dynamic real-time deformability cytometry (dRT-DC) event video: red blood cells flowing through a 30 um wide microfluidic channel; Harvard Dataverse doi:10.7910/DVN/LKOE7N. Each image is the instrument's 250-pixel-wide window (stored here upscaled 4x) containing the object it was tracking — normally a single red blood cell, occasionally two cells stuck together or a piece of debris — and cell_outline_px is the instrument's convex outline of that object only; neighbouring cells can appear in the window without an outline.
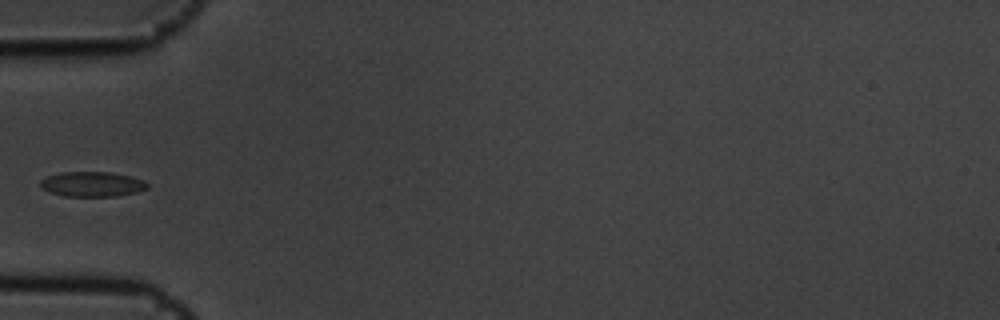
{"species": "common noctule bat (a hibernating species)", "species_latin": "Nyctalus noctula", "temperature_condition": "cold", "stored_images_in_passage": 38, "camera_frame_rate_fps": 3000, "um_per_image_px": 0.085, "animal": {"sex": "male", "body_mass_g": 19.5, "forearm_length_mm": 54.6}, "frame": {"image": 1, "passage_image": 1, "time_ms": 0.0, "image_size_px": [1000, 320], "cell_outline_px": [[148, 188], [136, 192], [116, 196], [64, 196], [48, 192], [40, 184], [40, 180], [48, 176], [60, 172], [112, 172], [132, 176], [144, 180], [148, 184]], "centroid_in_image_um": [7.85, 15.65], "position_along_channel_um": 77.1, "area_um2": 15.61}}
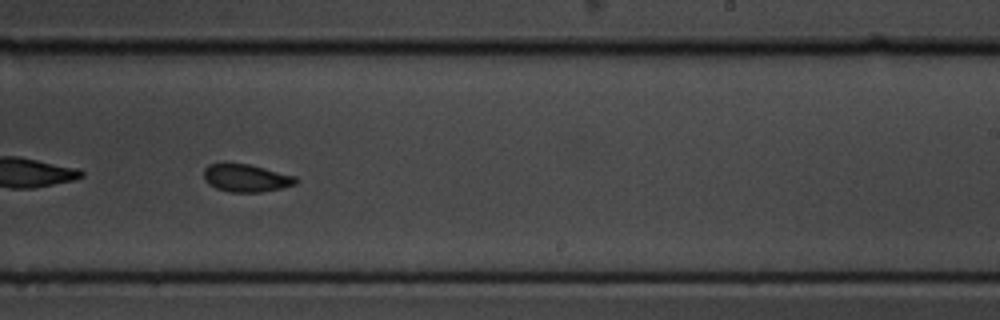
{"frame": {"image": 2, "passage_image": 17, "time_ms": 5.333, "image_size_px": [1000, 320], "cell_outline_px": [[296, 184], [280, 188], [260, 192], [228, 192], [216, 188], [208, 184], [204, 180], [204, 168], [208, 164], [248, 164], [296, 176]], "centroid_in_image_um": [20.89, 15.14], "position_along_channel_um": 268.1, "area_um2": 14.68}}
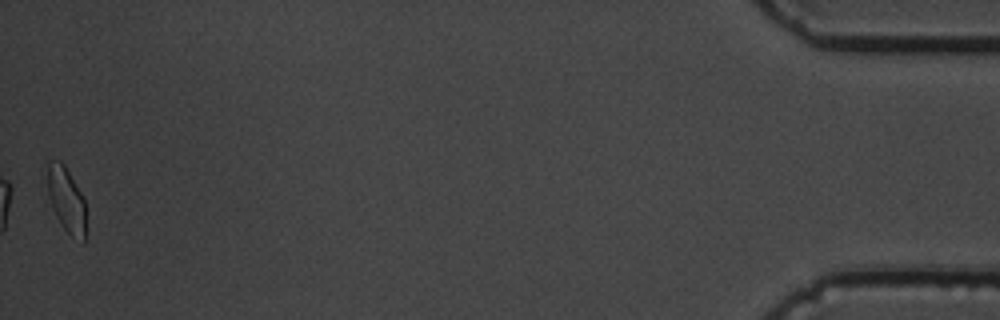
{"frame": {"image": 3, "passage_image": 38, "time_ms": 12.333, "image_size_px": [1000, 320], "cell_outline_px": [[84, 244], [72, 236], [64, 228], [56, 216], [52, 208], [48, 196], [48, 160], [60, 160], [64, 164], [80, 192], [84, 200]], "centroid_in_image_um": [5.62, 16.96], "position_along_channel_um": 429.6, "area_um2": 14.22}}